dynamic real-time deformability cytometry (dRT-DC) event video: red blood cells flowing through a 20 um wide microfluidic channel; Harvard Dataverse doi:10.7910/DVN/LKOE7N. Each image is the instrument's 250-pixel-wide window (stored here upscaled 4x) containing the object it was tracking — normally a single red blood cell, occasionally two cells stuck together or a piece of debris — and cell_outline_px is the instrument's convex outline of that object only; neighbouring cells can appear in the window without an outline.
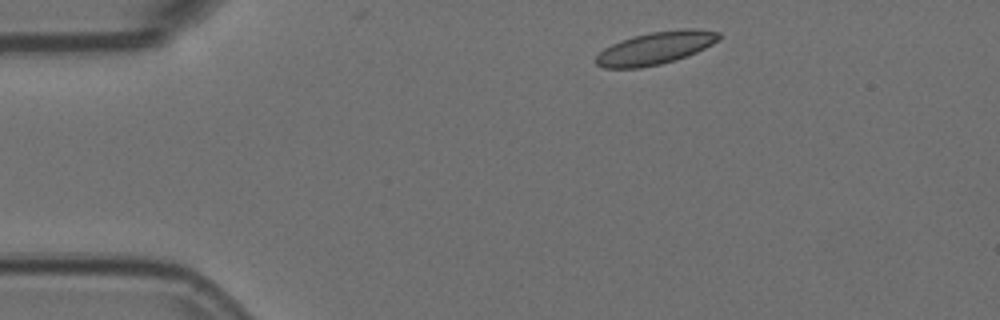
{"species": "Egyptian fruit bat (a non-hibernating species)", "species_latin": "Rousettus aegyptiacus", "temperature_condition": "room temperature", "stored_images_in_passage": 2, "camera_frame_rate_fps": 3000, "um_per_image_px": 0.085, "animal": {"sex": "female"}, "frame": {"image": 1, "passage_image": 1, "time_ms": 0.0, "image_size_px": [1000, 320], "cell_outline_px": [[720, 40], [696, 52], [660, 64], [640, 68], [604, 68], [596, 64], [596, 56], [604, 48], [620, 40], [632, 36], [652, 32], [684, 28], [692, 28], [720, 32]], "centroid_in_image_um": [55.7, 4.07], "position_along_channel_um": 29.3, "area_um2": 23.18}}